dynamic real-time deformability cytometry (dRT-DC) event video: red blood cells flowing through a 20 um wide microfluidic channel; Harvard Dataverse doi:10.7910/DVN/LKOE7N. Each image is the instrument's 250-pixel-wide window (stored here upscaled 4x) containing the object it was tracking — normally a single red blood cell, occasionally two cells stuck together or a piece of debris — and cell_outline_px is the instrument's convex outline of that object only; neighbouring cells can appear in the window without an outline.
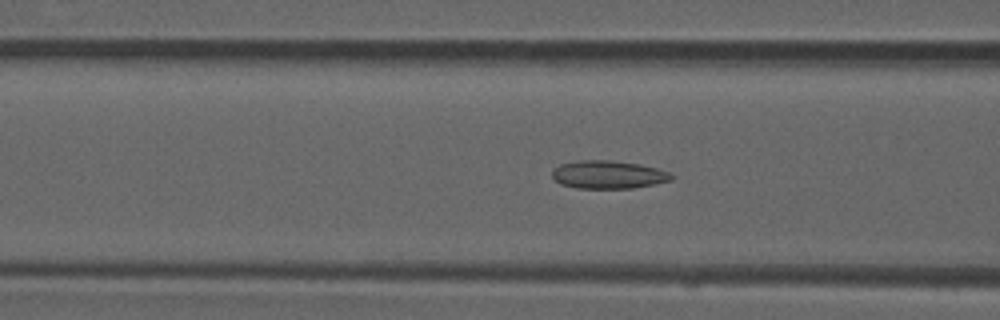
{"species": "common noctule bat (a hibernating species)", "species_latin": "Nyctalus noctula", "temperature_condition": "room temperature", "stored_images_in_passage": 52, "camera_frame_rate_fps": 3000, "um_per_image_px": 0.085, "animal": {"sex": "male", "forearm_length_mm": 52.5}, "frame": {"image": 1, "passage_image": 19, "time_ms": 6.0, "image_size_px": [1000, 320], "cell_outline_px": [[676, 176], [672, 180], [632, 188], [576, 188], [560, 184], [552, 176], [552, 168], [560, 164], [576, 160], [608, 160], [640, 164], [656, 168], [668, 172]], "centroid_in_image_um": [51.67, 14.84], "position_along_channel_um": 114.9, "area_um2": 19.54}}
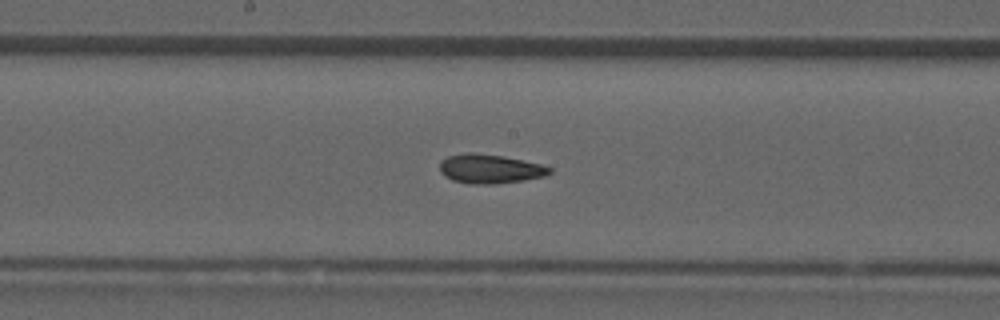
{"frame": {"image": 2, "passage_image": 26, "time_ms": 8.333, "image_size_px": [1000, 320], "cell_outline_px": [[552, 172], [548, 176], [524, 180], [496, 184], [472, 184], [452, 180], [444, 176], [440, 172], [440, 160], [448, 156], [468, 152], [472, 152], [504, 156], [540, 164], [552, 168]], "centroid_in_image_um": [41.65, 14.35], "position_along_channel_um": 206.5, "area_um2": 18.84}}
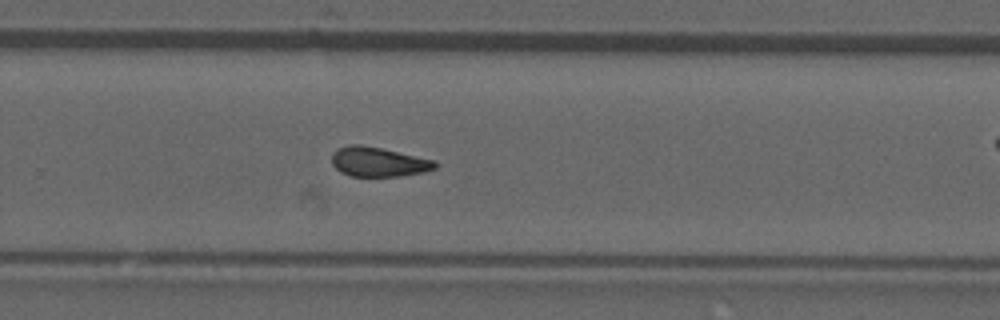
{"frame": {"image": 3, "passage_image": 33, "time_ms": 10.667, "image_size_px": [1000, 320], "cell_outline_px": [[436, 168], [424, 172], [400, 176], [352, 176], [340, 172], [332, 164], [332, 152], [336, 148], [348, 144], [360, 144], [380, 148], [436, 160]], "centroid_in_image_um": [32.13, 13.75], "position_along_channel_um": 297.7, "area_um2": 17.86}, "authors_computed_cell_mechanics": {"area_um2": 18.4093, "velocity_mm_per_s": 3.9297, "shape_relaxation_time_tau1_ms": null, "shape_relaxation_time_tau2_ms": 2.0384, "deformation_change_tau1": null, "deformation_change_tau2": 0.0854}}